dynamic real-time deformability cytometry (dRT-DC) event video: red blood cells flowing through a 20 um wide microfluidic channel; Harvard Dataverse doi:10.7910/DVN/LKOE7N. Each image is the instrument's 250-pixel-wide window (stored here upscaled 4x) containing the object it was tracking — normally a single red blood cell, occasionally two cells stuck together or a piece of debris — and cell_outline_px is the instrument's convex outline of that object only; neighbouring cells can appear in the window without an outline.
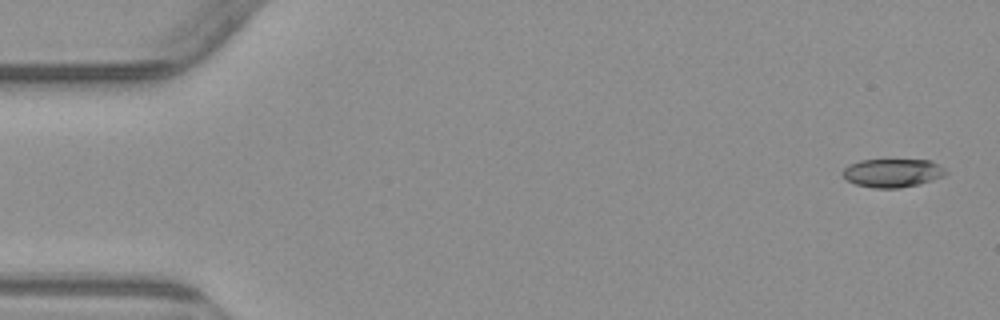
{"species": "common noctule bat (a hibernating species)", "species_latin": "Nyctalus noctula", "temperature_condition": "warm", "stored_images_in_passage": 5, "camera_frame_rate_fps": 3000, "um_per_image_px": 0.085, "animal": {"sex": "male", "body_mass_g": 23.1, "forearm_length_mm": 52.7}, "frame": {"image": 1, "passage_image": 1, "time_ms": 0.0, "image_size_px": [1000, 320], "cell_outline_px": [[948, 172], [944, 176], [920, 184], [900, 188], [872, 188], [856, 184], [848, 180], [840, 172], [848, 164], [860, 160], [932, 160], [944, 168]], "centroid_in_image_um": [75.87, 14.7], "position_along_channel_um": 9.1, "area_um2": 17.22}}
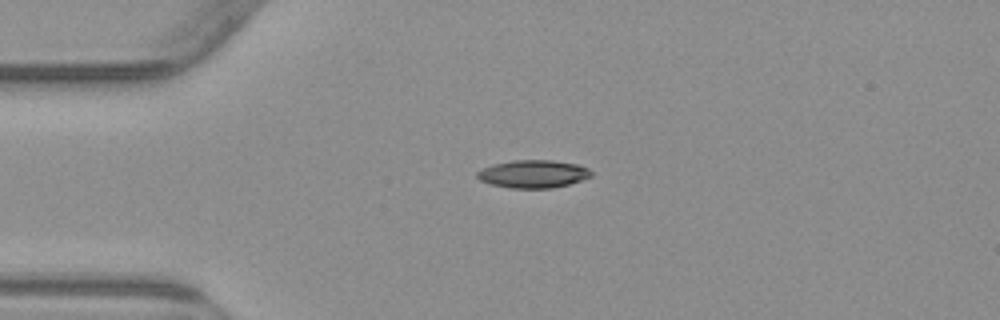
{"frame": {"image": 2, "passage_image": 4, "time_ms": 3.667, "image_size_px": [1000, 320], "cell_outline_px": [[592, 176], [568, 184], [552, 188], [512, 188], [492, 184], [480, 180], [476, 176], [476, 172], [492, 164], [512, 160], [552, 160], [576, 164], [588, 168], [592, 172]], "centroid_in_image_um": [45.31, 14.78], "position_along_channel_um": 39.7, "area_um2": 18.38}}